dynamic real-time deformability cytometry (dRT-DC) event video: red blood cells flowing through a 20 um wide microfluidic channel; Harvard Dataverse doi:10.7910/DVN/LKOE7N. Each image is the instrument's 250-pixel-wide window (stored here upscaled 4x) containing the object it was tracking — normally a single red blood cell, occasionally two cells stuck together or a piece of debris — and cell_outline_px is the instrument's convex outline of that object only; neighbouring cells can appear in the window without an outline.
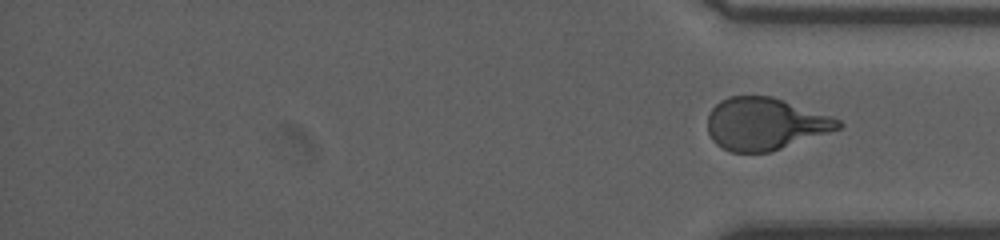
{"species": "human", "species_latin": "Homo sapiens", "temperature_condition": "room temperature", "stored_images_in_passage": 24, "segment_of_instrument_passage": [2, 2], "camera_frame_rate_fps": 3000, "um_per_image_px": 0.085, "donor": {"sex": "male"}, "frame": {"image": 1, "passage_image": 24, "time_ms": 12.667, "image_size_px": [1000, 240], "cell_outline_px": [[844, 124], [840, 128], [768, 152], [732, 152], [716, 144], [712, 140], [708, 132], [708, 112], [720, 100], [728, 96], [772, 96], [832, 116], [840, 120]], "centroid_in_image_um": [65.0, 10.51], "position_along_channel_um": 370.2, "area_um2": 39.48}}